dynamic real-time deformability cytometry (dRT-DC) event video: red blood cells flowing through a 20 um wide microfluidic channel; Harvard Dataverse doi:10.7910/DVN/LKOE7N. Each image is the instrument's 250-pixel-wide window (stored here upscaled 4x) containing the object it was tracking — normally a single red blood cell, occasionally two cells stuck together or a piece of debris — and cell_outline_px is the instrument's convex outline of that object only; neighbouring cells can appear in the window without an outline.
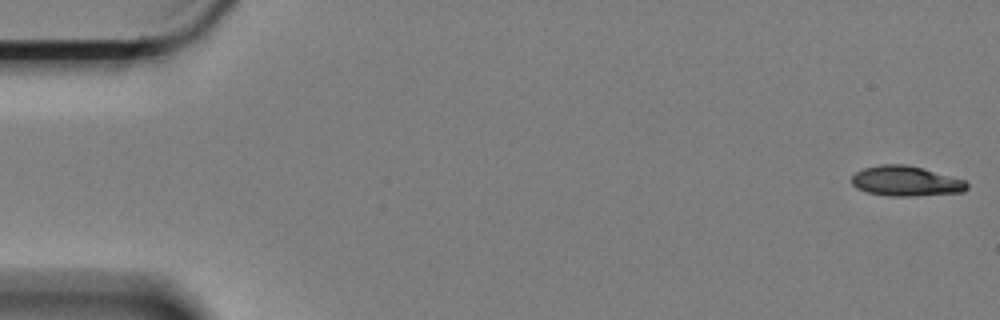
{"species": "Egyptian fruit bat (a non-hibernating species)", "species_latin": "Rousettus aegyptiacus", "temperature_condition": "cold", "stored_images_in_passage": 6, "segment_of_instrument_passage": [1, 2], "camera_frame_rate_fps": 3000, "um_per_image_px": 0.085, "animal": {"sex": "female"}, "frame": {"image": 1, "passage_image": 1, "time_ms": 0.0, "image_size_px": [1000, 320], "cell_outline_px": [[968, 188], [964, 192], [916, 196], [888, 196], [868, 192], [856, 188], [852, 184], [852, 176], [856, 172], [864, 168], [880, 164], [904, 164], [924, 168], [964, 180], [968, 184]], "centroid_in_image_um": [77.0, 15.39], "position_along_channel_um": 8.0, "area_um2": 20.29}}
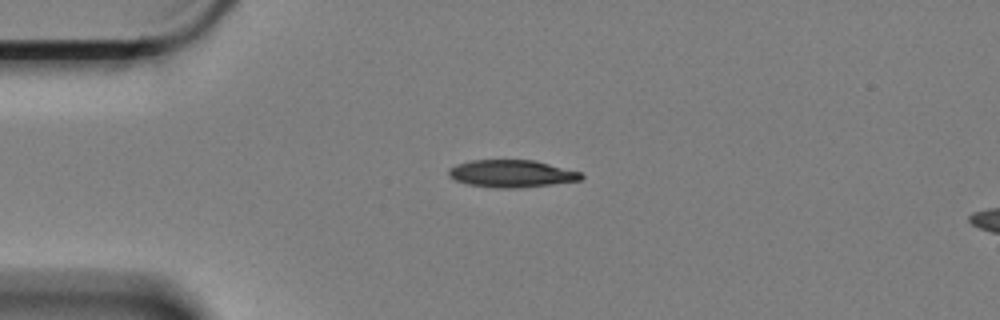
{"frame": {"image": 2, "passage_image": 4, "time_ms": 1.0, "image_size_px": [1000, 320], "cell_outline_px": [[584, 176], [580, 180], [552, 184], [520, 188], [496, 188], [468, 184], [456, 180], [448, 176], [448, 168], [456, 164], [472, 160], [536, 160], [580, 172]], "centroid_in_image_um": [43.47, 14.75], "position_along_channel_um": 41.5, "area_um2": 21.15}}